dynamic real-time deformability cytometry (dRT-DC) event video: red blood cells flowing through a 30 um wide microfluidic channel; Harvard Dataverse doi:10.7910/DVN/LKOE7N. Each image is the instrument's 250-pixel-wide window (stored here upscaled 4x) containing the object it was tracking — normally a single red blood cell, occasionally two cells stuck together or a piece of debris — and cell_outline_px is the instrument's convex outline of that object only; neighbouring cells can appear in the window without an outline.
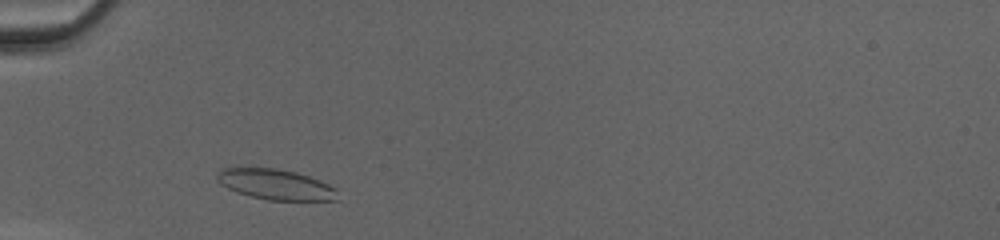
{"species": "common noctule bat (a hibernating species)", "species_latin": "Nyctalus noctula", "temperature_condition": "cold", "stored_images_in_passage": 28, "camera_frame_rate_fps": 3000, "um_per_image_px": 0.085, "animal": {"sex": "female", "body_mass_g": 20.0, "forearm_length_mm": 54.0}, "frame": {"image": 1, "passage_image": 3, "time_ms": 0.667, "image_size_px": [1000, 240], "cell_outline_px": [[340, 200], [268, 200], [252, 196], [228, 188], [216, 180], [216, 172], [220, 168], [276, 168], [296, 172], [320, 180], [336, 188]], "centroid_in_image_um": [23.45, 15.67], "position_along_channel_um": 61.5, "area_um2": 21.33}}
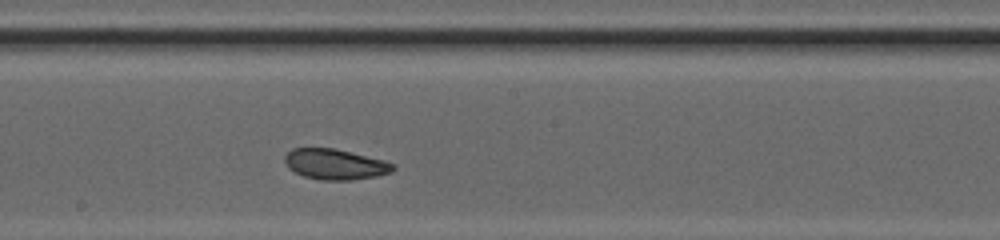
{"frame": {"image": 2, "passage_image": 15, "time_ms": 4.667, "image_size_px": [1000, 240], "cell_outline_px": [[396, 168], [392, 172], [376, 176], [352, 180], [320, 180], [304, 176], [288, 168], [284, 160], [284, 156], [292, 148], [336, 148], [384, 160], [396, 164]], "centroid_in_image_um": [28.51, 13.96], "position_along_channel_um": 219.7, "area_um2": 19.42}}
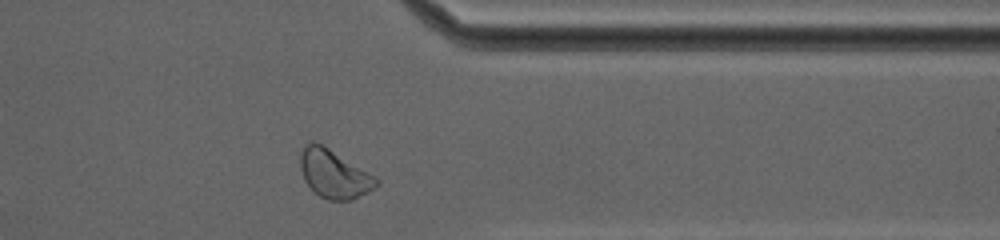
{"frame": {"image": 3, "passage_image": 27, "time_ms": 8.667, "image_size_px": [1000, 240], "cell_outline_px": [[380, 184], [368, 192], [352, 200], [328, 200], [320, 196], [304, 180], [300, 168], [300, 152], [304, 144], [312, 140], [328, 148], [376, 176], [380, 180]], "centroid_in_image_um": [28.4, 14.78], "position_along_channel_um": 383.0, "area_um2": 21.39}, "authors_computed_cell_mechanics": {"area_um2": 19.8543, "velocity_mm_per_s": 4.1694, "shape_relaxation_time_tau1_ms": 6.3165, "shape_relaxation_time_tau2_ms": 1.7468, "deformation_change_tau1": 0.1277, "deformation_change_tau2": 0.077}}